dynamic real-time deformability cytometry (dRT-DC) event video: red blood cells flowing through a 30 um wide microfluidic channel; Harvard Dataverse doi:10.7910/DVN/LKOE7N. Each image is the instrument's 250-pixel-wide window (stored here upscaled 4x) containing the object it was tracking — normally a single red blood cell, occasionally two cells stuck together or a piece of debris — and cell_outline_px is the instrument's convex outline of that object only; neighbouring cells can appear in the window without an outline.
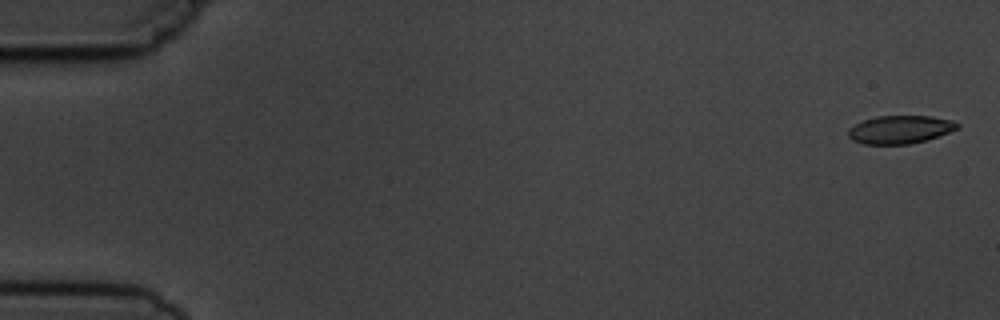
{"species": "common noctule bat (a hibernating species)", "species_latin": "Nyctalus noctula", "temperature_condition": "cold", "stored_images_in_passage": 5, "camera_frame_rate_fps": 3000, "um_per_image_px": 0.085, "animal": {"sex": "male", "body_mass_g": 19.5, "forearm_length_mm": 54.6}, "frame": {"image": 1, "passage_image": 1, "time_ms": 0.0, "image_size_px": [1000, 320], "cell_outline_px": [[960, 128], [928, 140], [912, 144], [864, 144], [852, 140], [848, 136], [848, 128], [864, 120], [876, 116], [932, 116], [952, 120], [960, 124]], "centroid_in_image_um": [76.53, 11.01], "position_along_channel_um": 8.5, "area_um2": 18.03}}
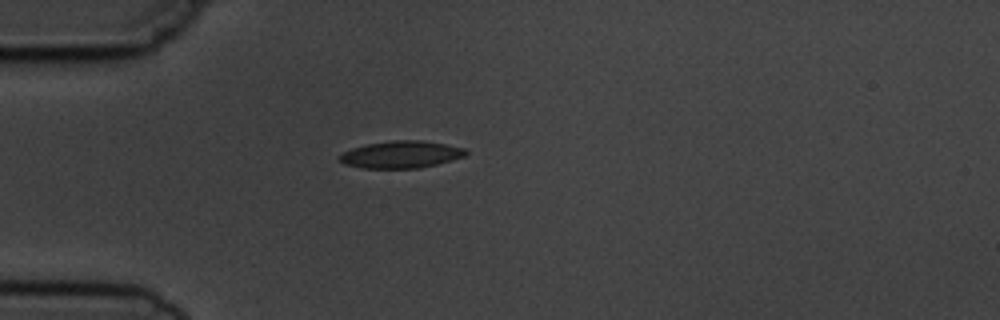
{"frame": {"image": 2, "passage_image": 5, "time_ms": 4.667, "image_size_px": [1000, 320], "cell_outline_px": [[468, 152], [464, 156], [452, 160], [420, 168], [360, 168], [344, 164], [336, 156], [352, 148], [368, 144], [392, 140], [420, 140], [444, 144], [464, 148]], "centroid_in_image_um": [34.06, 13.14], "position_along_channel_um": 50.9, "area_um2": 19.88}}